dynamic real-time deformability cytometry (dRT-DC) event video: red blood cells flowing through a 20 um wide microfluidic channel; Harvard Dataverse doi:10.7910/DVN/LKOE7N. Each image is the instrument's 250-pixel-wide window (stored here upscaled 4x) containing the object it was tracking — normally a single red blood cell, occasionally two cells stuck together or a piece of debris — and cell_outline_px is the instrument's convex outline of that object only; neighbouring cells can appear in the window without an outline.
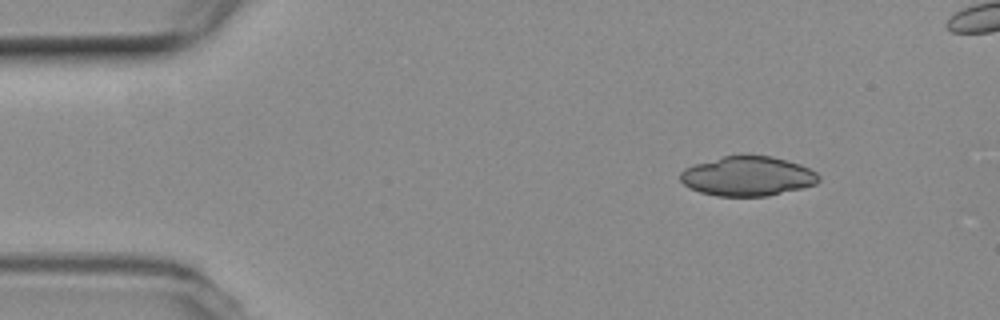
{"species": "common noctule bat (a hibernating species)", "species_latin": "Nyctalus noctula", "temperature_condition": "room temperature", "stored_images_in_passage": 15, "camera_frame_rate_fps": 3000, "um_per_image_px": 0.085, "animal": {"sex": "female", "body_mass_g": 19.3, "forearm_length_mm": 54.1}, "frame": {"image": 1, "passage_image": 3, "time_ms": 0.667, "image_size_px": [1000, 320], "cell_outline_px": [[820, 180], [816, 184], [768, 196], [716, 196], [700, 192], [684, 184], [680, 180], [680, 172], [684, 168], [696, 164], [724, 156], [772, 156], [788, 160], [800, 164], [816, 172], [820, 176]], "centroid_in_image_um": [63.56, 14.98], "position_along_channel_um": 21.4, "area_um2": 31.67}}